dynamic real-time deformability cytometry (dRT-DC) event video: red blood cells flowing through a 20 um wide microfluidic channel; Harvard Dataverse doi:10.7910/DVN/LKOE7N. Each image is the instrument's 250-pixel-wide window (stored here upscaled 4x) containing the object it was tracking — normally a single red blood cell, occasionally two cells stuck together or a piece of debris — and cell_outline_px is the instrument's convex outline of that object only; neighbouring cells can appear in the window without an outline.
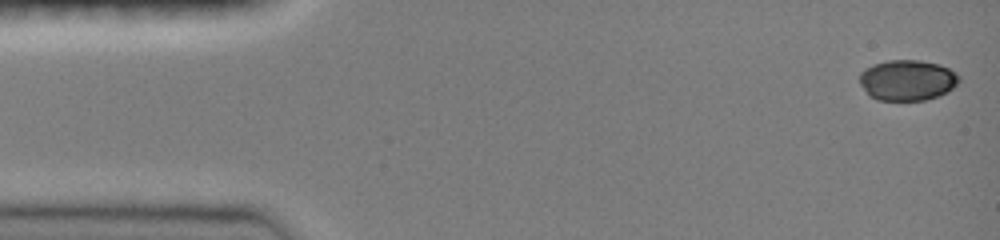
{"species": "common noctule bat (a hibernating species)", "species_latin": "Nyctalus noctula", "temperature_condition": "room temperature", "stored_images_in_passage": 47, "camera_frame_rate_fps": 3000, "um_per_image_px": 0.085, "animal": {"sex": "female", "body_mass_g": 19.0, "forearm_length_mm": 51.5}, "frame": {"image": 1, "passage_image": 1, "time_ms": 0.0, "image_size_px": [1000, 240], "cell_outline_px": [[960, 80], [948, 92], [924, 100], [876, 100], [868, 96], [860, 84], [860, 72], [864, 68], [872, 64], [888, 60], [920, 60], [940, 64], [948, 68], [960, 76]], "centroid_in_image_um": [77.09, 6.81], "position_along_channel_um": 7.9, "area_um2": 23.76}}
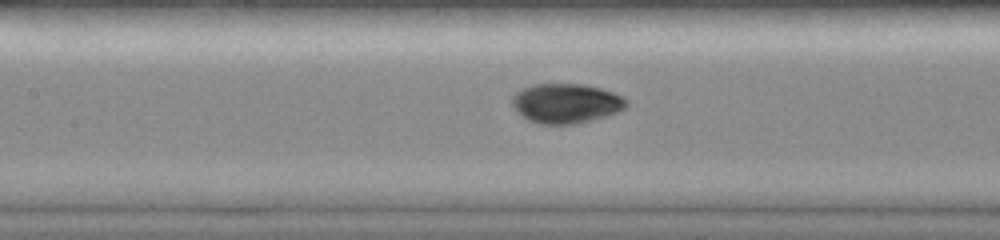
{"frame": {"image": 2, "passage_image": 21, "time_ms": 6.667, "image_size_px": [1000, 240], "cell_outline_px": [[628, 104], [624, 108], [608, 116], [576, 124], [540, 124], [528, 120], [516, 112], [512, 104], [512, 96], [516, 92], [532, 84], [580, 84], [600, 88], [624, 96], [628, 100]], "centroid_in_image_um": [48.11, 8.79], "position_along_channel_um": 159.3, "area_um2": 26.53}}
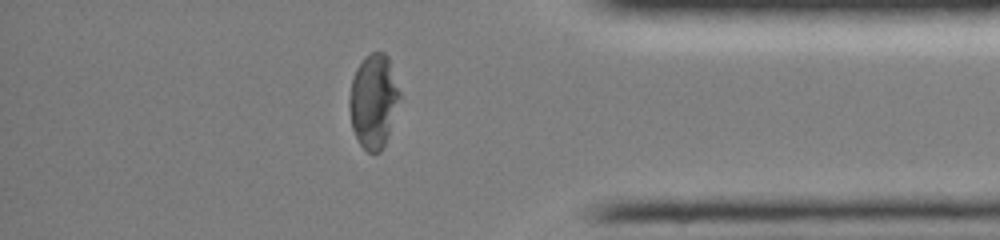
{"frame": {"image": 3, "passage_image": 40, "time_ms": 13.0, "image_size_px": [1000, 240], "cell_outline_px": [[400, 96], [384, 144], [380, 152], [368, 152], [360, 144], [352, 128], [348, 104], [348, 96], [352, 80], [356, 68], [364, 56], [372, 52], [384, 52], [388, 56], [400, 92]], "centroid_in_image_um": [31.71, 8.54], "position_along_channel_um": 403.5, "area_um2": 27.22}, "authors_computed_cell_mechanics": {"area_um2": 26.3568, "velocity_mm_per_s": 4.0358, "shape_relaxation_time_tau1_ms": 8.362, "shape_relaxation_time_tau2_ms": 1.2732, "deformation_change_tau1": 0.2761, "deformation_change_tau2": 0.0298}}